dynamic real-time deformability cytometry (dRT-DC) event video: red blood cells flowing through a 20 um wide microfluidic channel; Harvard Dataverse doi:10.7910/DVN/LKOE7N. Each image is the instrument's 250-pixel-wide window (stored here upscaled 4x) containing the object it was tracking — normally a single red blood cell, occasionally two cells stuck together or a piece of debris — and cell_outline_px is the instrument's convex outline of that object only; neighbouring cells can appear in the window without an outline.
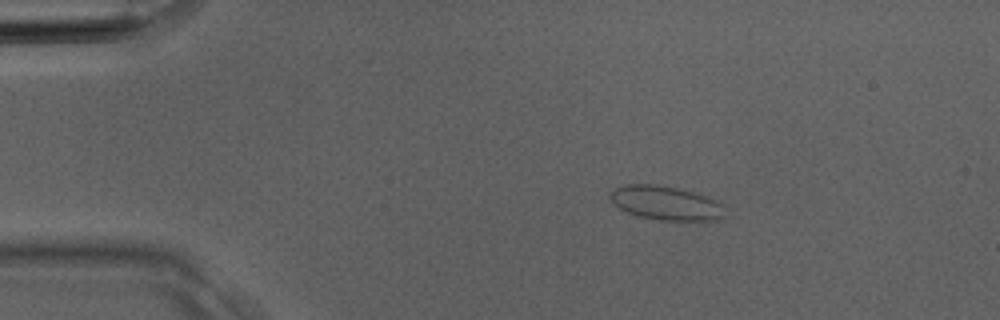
{"species": "Egyptian fruit bat (a non-hibernating species)", "species_latin": "Rousettus aegyptiacus", "temperature_condition": "room temperature", "stored_images_in_passage": 4, "segment_of_instrument_passage": [1, 2], "camera_frame_rate_fps": 3000, "um_per_image_px": 0.085, "animal": {"sex": "male"}, "frame": {"image": 1, "passage_image": 2, "time_ms": 0.333, "image_size_px": [1000, 320], "cell_outline_px": [[732, 216], [724, 220], [660, 220], [640, 216], [628, 212], [620, 208], [612, 200], [612, 192], [616, 188], [624, 184], [656, 184], [676, 188], [692, 192], [716, 200], [724, 204]], "centroid_in_image_um": [56.77, 17.28], "position_along_channel_um": 28.2, "area_um2": 22.89}}